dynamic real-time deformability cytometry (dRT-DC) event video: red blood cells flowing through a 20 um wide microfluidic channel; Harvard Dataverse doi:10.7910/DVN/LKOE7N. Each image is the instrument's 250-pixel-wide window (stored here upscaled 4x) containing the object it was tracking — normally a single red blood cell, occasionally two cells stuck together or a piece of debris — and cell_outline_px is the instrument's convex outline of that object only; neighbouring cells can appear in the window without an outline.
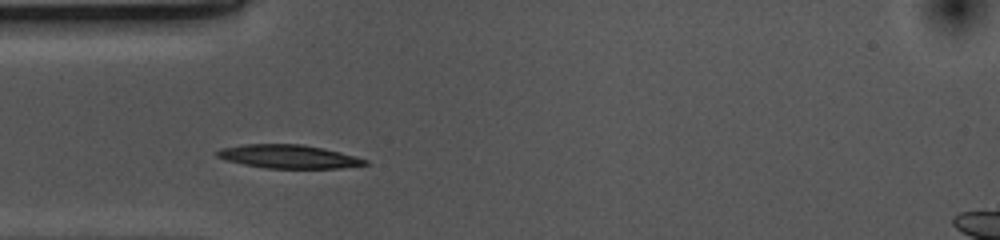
{"species": "common noctule bat (a hibernating species)", "species_latin": "Nyctalus noctula", "temperature_condition": "cold", "stored_images_in_passage": 32, "camera_frame_rate_fps": 3000, "um_per_image_px": 0.085, "animal": {"sex": "female", "body_mass_g": 10.0, "forearm_length_mm": 53.1}, "frame": {"image": 1, "passage_image": 4, "time_ms": 1.0, "image_size_px": [1000, 240], "cell_outline_px": [[368, 164], [340, 168], [268, 168], [244, 164], [228, 160], [216, 156], [216, 152], [220, 148], [244, 144], [300, 144], [324, 148], [356, 156], [368, 160]], "centroid_in_image_um": [24.55, 13.3], "position_along_channel_um": 60.5, "area_um2": 20.11}}
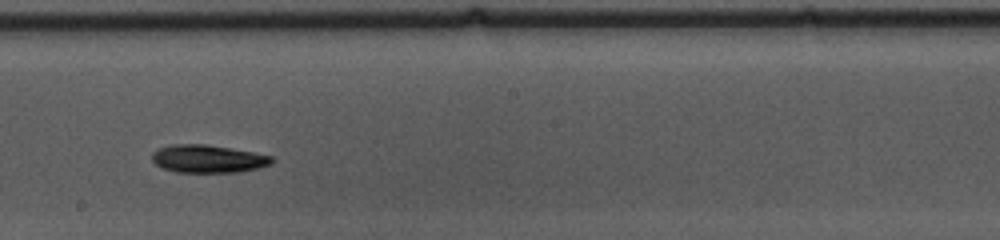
{"frame": {"image": 2, "passage_image": 18, "time_ms": 5.667, "image_size_px": [1000, 240], "cell_outline_px": [[276, 160], [272, 164], [260, 168], [240, 172], [176, 172], [160, 168], [152, 160], [152, 152], [160, 148], [172, 144], [204, 144], [232, 148], [272, 156]], "centroid_in_image_um": [17.7, 13.5], "position_along_channel_um": 230.5, "area_um2": 19.65}}
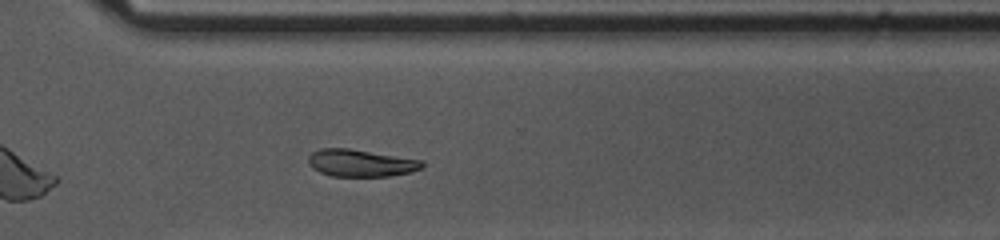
{"frame": {"image": 3, "passage_image": 27, "time_ms": 8.667, "image_size_px": [1000, 240], "cell_outline_px": [[424, 168], [412, 172], [388, 176], [332, 176], [320, 172], [312, 168], [308, 164], [308, 156], [312, 152], [320, 148], [348, 148], [424, 160]], "centroid_in_image_um": [30.68, 13.85], "position_along_channel_um": 339.9, "area_um2": 18.21}, "authors_computed_cell_mechanics": {"area_um2": 19.1029, "velocity_mm_per_s": 3.6517, "shape_relaxation_time_tau1_ms": 3.8038, "shape_relaxation_time_tau2_ms": null, "deformation_change_tau1": 0.1024, "deformation_change_tau2": null}}